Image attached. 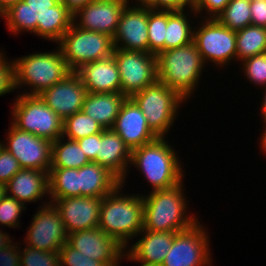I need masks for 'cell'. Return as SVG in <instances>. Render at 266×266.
Masks as SVG:
<instances>
[{"label": "cell", "mask_w": 266, "mask_h": 266, "mask_svg": "<svg viewBox=\"0 0 266 266\" xmlns=\"http://www.w3.org/2000/svg\"><path fill=\"white\" fill-rule=\"evenodd\" d=\"M21 0H0V12L3 13L7 10L10 6L15 3H18Z\"/></svg>", "instance_id": "7dc6e473"}, {"label": "cell", "mask_w": 266, "mask_h": 266, "mask_svg": "<svg viewBox=\"0 0 266 266\" xmlns=\"http://www.w3.org/2000/svg\"><path fill=\"white\" fill-rule=\"evenodd\" d=\"M6 145L17 160L21 169H33L49 172L52 162L53 142L16 128L12 123L7 133Z\"/></svg>", "instance_id": "4fadbf2b"}, {"label": "cell", "mask_w": 266, "mask_h": 266, "mask_svg": "<svg viewBox=\"0 0 266 266\" xmlns=\"http://www.w3.org/2000/svg\"><path fill=\"white\" fill-rule=\"evenodd\" d=\"M11 242L8 246L0 249V266H21L20 262V248L18 243Z\"/></svg>", "instance_id": "60d3db41"}, {"label": "cell", "mask_w": 266, "mask_h": 266, "mask_svg": "<svg viewBox=\"0 0 266 266\" xmlns=\"http://www.w3.org/2000/svg\"><path fill=\"white\" fill-rule=\"evenodd\" d=\"M264 88H265V93L263 94L264 97H263V101L261 102L262 108L260 109V111H261L262 119L266 120V86Z\"/></svg>", "instance_id": "681fc988"}, {"label": "cell", "mask_w": 266, "mask_h": 266, "mask_svg": "<svg viewBox=\"0 0 266 266\" xmlns=\"http://www.w3.org/2000/svg\"><path fill=\"white\" fill-rule=\"evenodd\" d=\"M75 72L88 93H121L120 73L113 55L85 63Z\"/></svg>", "instance_id": "603a6c76"}, {"label": "cell", "mask_w": 266, "mask_h": 266, "mask_svg": "<svg viewBox=\"0 0 266 266\" xmlns=\"http://www.w3.org/2000/svg\"><path fill=\"white\" fill-rule=\"evenodd\" d=\"M263 122H264V130L262 131L263 133H262V136H261V148L263 149L262 151H264V152H266V120H263ZM266 154V153H265Z\"/></svg>", "instance_id": "c3c4849f"}, {"label": "cell", "mask_w": 266, "mask_h": 266, "mask_svg": "<svg viewBox=\"0 0 266 266\" xmlns=\"http://www.w3.org/2000/svg\"><path fill=\"white\" fill-rule=\"evenodd\" d=\"M201 0H184V9H193ZM186 7V8H185Z\"/></svg>", "instance_id": "f907efd6"}, {"label": "cell", "mask_w": 266, "mask_h": 266, "mask_svg": "<svg viewBox=\"0 0 266 266\" xmlns=\"http://www.w3.org/2000/svg\"><path fill=\"white\" fill-rule=\"evenodd\" d=\"M6 194L5 184L0 182V200Z\"/></svg>", "instance_id": "816d5d0a"}, {"label": "cell", "mask_w": 266, "mask_h": 266, "mask_svg": "<svg viewBox=\"0 0 266 266\" xmlns=\"http://www.w3.org/2000/svg\"><path fill=\"white\" fill-rule=\"evenodd\" d=\"M63 138L61 136L53 142L50 168L79 169L90 162L77 140L68 139L67 142H64Z\"/></svg>", "instance_id": "83f0119b"}, {"label": "cell", "mask_w": 266, "mask_h": 266, "mask_svg": "<svg viewBox=\"0 0 266 266\" xmlns=\"http://www.w3.org/2000/svg\"><path fill=\"white\" fill-rule=\"evenodd\" d=\"M104 128L83 111L76 112L67 117L63 122V137L71 140H79L84 137L101 133Z\"/></svg>", "instance_id": "4dcf8cb0"}, {"label": "cell", "mask_w": 266, "mask_h": 266, "mask_svg": "<svg viewBox=\"0 0 266 266\" xmlns=\"http://www.w3.org/2000/svg\"><path fill=\"white\" fill-rule=\"evenodd\" d=\"M147 119L149 128L158 136L166 137L182 102L186 101L177 91L156 81L130 97Z\"/></svg>", "instance_id": "52a82bcc"}, {"label": "cell", "mask_w": 266, "mask_h": 266, "mask_svg": "<svg viewBox=\"0 0 266 266\" xmlns=\"http://www.w3.org/2000/svg\"><path fill=\"white\" fill-rule=\"evenodd\" d=\"M131 154L130 148L112 128L98 133L96 163L108 168L122 181V184L127 179Z\"/></svg>", "instance_id": "7402d4cb"}, {"label": "cell", "mask_w": 266, "mask_h": 266, "mask_svg": "<svg viewBox=\"0 0 266 266\" xmlns=\"http://www.w3.org/2000/svg\"><path fill=\"white\" fill-rule=\"evenodd\" d=\"M57 47L56 51L36 52L13 60L15 89L24 85L30 87L24 95H39L68 76L72 71Z\"/></svg>", "instance_id": "8992f818"}, {"label": "cell", "mask_w": 266, "mask_h": 266, "mask_svg": "<svg viewBox=\"0 0 266 266\" xmlns=\"http://www.w3.org/2000/svg\"><path fill=\"white\" fill-rule=\"evenodd\" d=\"M145 5L152 10H163V11L184 10V0H149Z\"/></svg>", "instance_id": "7bdbcfd3"}, {"label": "cell", "mask_w": 266, "mask_h": 266, "mask_svg": "<svg viewBox=\"0 0 266 266\" xmlns=\"http://www.w3.org/2000/svg\"><path fill=\"white\" fill-rule=\"evenodd\" d=\"M183 186L181 182L171 188L151 191L149 195L143 196V229L154 232H180L199 221L194 215H186L188 203Z\"/></svg>", "instance_id": "3957f363"}, {"label": "cell", "mask_w": 266, "mask_h": 266, "mask_svg": "<svg viewBox=\"0 0 266 266\" xmlns=\"http://www.w3.org/2000/svg\"><path fill=\"white\" fill-rule=\"evenodd\" d=\"M101 203V197L83 196L60 198L52 202L60 213L68 234L98 228Z\"/></svg>", "instance_id": "d6986e66"}, {"label": "cell", "mask_w": 266, "mask_h": 266, "mask_svg": "<svg viewBox=\"0 0 266 266\" xmlns=\"http://www.w3.org/2000/svg\"><path fill=\"white\" fill-rule=\"evenodd\" d=\"M80 148L85 153L89 161L96 162V152L98 148V134H93L77 140Z\"/></svg>", "instance_id": "ee69618b"}, {"label": "cell", "mask_w": 266, "mask_h": 266, "mask_svg": "<svg viewBox=\"0 0 266 266\" xmlns=\"http://www.w3.org/2000/svg\"><path fill=\"white\" fill-rule=\"evenodd\" d=\"M229 2L230 0H201L193 9L189 10V13L192 12L197 16L206 10L207 15L204 18H217Z\"/></svg>", "instance_id": "ab89813d"}, {"label": "cell", "mask_w": 266, "mask_h": 266, "mask_svg": "<svg viewBox=\"0 0 266 266\" xmlns=\"http://www.w3.org/2000/svg\"><path fill=\"white\" fill-rule=\"evenodd\" d=\"M186 9L180 11H168V20L165 37V51L185 46L193 42V30L188 20Z\"/></svg>", "instance_id": "f1b7e54d"}, {"label": "cell", "mask_w": 266, "mask_h": 266, "mask_svg": "<svg viewBox=\"0 0 266 266\" xmlns=\"http://www.w3.org/2000/svg\"><path fill=\"white\" fill-rule=\"evenodd\" d=\"M57 44L71 71H76L85 63L110 57L114 50L111 36L80 29L74 23Z\"/></svg>", "instance_id": "9c48e42d"}, {"label": "cell", "mask_w": 266, "mask_h": 266, "mask_svg": "<svg viewBox=\"0 0 266 266\" xmlns=\"http://www.w3.org/2000/svg\"><path fill=\"white\" fill-rule=\"evenodd\" d=\"M67 243L86 257L102 261L107 266H118L126 248L100 228H91L68 234Z\"/></svg>", "instance_id": "9a60e30c"}, {"label": "cell", "mask_w": 266, "mask_h": 266, "mask_svg": "<svg viewBox=\"0 0 266 266\" xmlns=\"http://www.w3.org/2000/svg\"><path fill=\"white\" fill-rule=\"evenodd\" d=\"M168 11L152 10L148 7V53L158 55L165 51Z\"/></svg>", "instance_id": "d6a6232c"}, {"label": "cell", "mask_w": 266, "mask_h": 266, "mask_svg": "<svg viewBox=\"0 0 266 266\" xmlns=\"http://www.w3.org/2000/svg\"><path fill=\"white\" fill-rule=\"evenodd\" d=\"M126 5V0H93L73 15V22L80 29L100 32L113 38Z\"/></svg>", "instance_id": "ac0fdd59"}, {"label": "cell", "mask_w": 266, "mask_h": 266, "mask_svg": "<svg viewBox=\"0 0 266 266\" xmlns=\"http://www.w3.org/2000/svg\"><path fill=\"white\" fill-rule=\"evenodd\" d=\"M122 186L102 198L98 228L127 248L143 230L144 203L142 194H121Z\"/></svg>", "instance_id": "7a4b0ae2"}, {"label": "cell", "mask_w": 266, "mask_h": 266, "mask_svg": "<svg viewBox=\"0 0 266 266\" xmlns=\"http://www.w3.org/2000/svg\"><path fill=\"white\" fill-rule=\"evenodd\" d=\"M12 33H34L56 44L74 23L61 0H21L2 13Z\"/></svg>", "instance_id": "6da1fadb"}, {"label": "cell", "mask_w": 266, "mask_h": 266, "mask_svg": "<svg viewBox=\"0 0 266 266\" xmlns=\"http://www.w3.org/2000/svg\"><path fill=\"white\" fill-rule=\"evenodd\" d=\"M87 94V88L82 79L72 71L62 81L44 90L39 96L64 121L67 117L82 111Z\"/></svg>", "instance_id": "e0dca14e"}, {"label": "cell", "mask_w": 266, "mask_h": 266, "mask_svg": "<svg viewBox=\"0 0 266 266\" xmlns=\"http://www.w3.org/2000/svg\"><path fill=\"white\" fill-rule=\"evenodd\" d=\"M60 266H107L104 262L86 257L68 243L59 249Z\"/></svg>", "instance_id": "8d00e7d4"}, {"label": "cell", "mask_w": 266, "mask_h": 266, "mask_svg": "<svg viewBox=\"0 0 266 266\" xmlns=\"http://www.w3.org/2000/svg\"><path fill=\"white\" fill-rule=\"evenodd\" d=\"M33 215L25 244L31 248L59 252L68 241V233L56 207L45 202Z\"/></svg>", "instance_id": "5bb4252c"}, {"label": "cell", "mask_w": 266, "mask_h": 266, "mask_svg": "<svg viewBox=\"0 0 266 266\" xmlns=\"http://www.w3.org/2000/svg\"><path fill=\"white\" fill-rule=\"evenodd\" d=\"M112 129L131 151L159 138L149 128L144 114L130 97L123 102Z\"/></svg>", "instance_id": "ffe728a7"}, {"label": "cell", "mask_w": 266, "mask_h": 266, "mask_svg": "<svg viewBox=\"0 0 266 266\" xmlns=\"http://www.w3.org/2000/svg\"><path fill=\"white\" fill-rule=\"evenodd\" d=\"M177 232H154L143 229L138 235L141 238L127 247L124 259L136 261L141 266H161L168 251L173 245Z\"/></svg>", "instance_id": "44dd1931"}, {"label": "cell", "mask_w": 266, "mask_h": 266, "mask_svg": "<svg viewBox=\"0 0 266 266\" xmlns=\"http://www.w3.org/2000/svg\"><path fill=\"white\" fill-rule=\"evenodd\" d=\"M21 266H60L59 252L44 251L25 246L20 250Z\"/></svg>", "instance_id": "836d02e7"}, {"label": "cell", "mask_w": 266, "mask_h": 266, "mask_svg": "<svg viewBox=\"0 0 266 266\" xmlns=\"http://www.w3.org/2000/svg\"><path fill=\"white\" fill-rule=\"evenodd\" d=\"M0 50V96L15 90L14 62L6 60Z\"/></svg>", "instance_id": "74e56055"}, {"label": "cell", "mask_w": 266, "mask_h": 266, "mask_svg": "<svg viewBox=\"0 0 266 266\" xmlns=\"http://www.w3.org/2000/svg\"><path fill=\"white\" fill-rule=\"evenodd\" d=\"M134 1V0H132ZM136 3H139V5H145L149 0H136ZM127 4L130 2V0H126Z\"/></svg>", "instance_id": "f5cc1de1"}, {"label": "cell", "mask_w": 266, "mask_h": 266, "mask_svg": "<svg viewBox=\"0 0 266 266\" xmlns=\"http://www.w3.org/2000/svg\"><path fill=\"white\" fill-rule=\"evenodd\" d=\"M48 182L50 203L60 198L81 196L79 169L50 168Z\"/></svg>", "instance_id": "4316f807"}, {"label": "cell", "mask_w": 266, "mask_h": 266, "mask_svg": "<svg viewBox=\"0 0 266 266\" xmlns=\"http://www.w3.org/2000/svg\"><path fill=\"white\" fill-rule=\"evenodd\" d=\"M202 22L196 30L193 29V42L203 62L211 61L216 67H224L231 60H236V31L227 28L216 18H204Z\"/></svg>", "instance_id": "30bf717a"}, {"label": "cell", "mask_w": 266, "mask_h": 266, "mask_svg": "<svg viewBox=\"0 0 266 266\" xmlns=\"http://www.w3.org/2000/svg\"><path fill=\"white\" fill-rule=\"evenodd\" d=\"M148 41V6L127 4L113 37L114 48L148 53Z\"/></svg>", "instance_id": "2e32d148"}, {"label": "cell", "mask_w": 266, "mask_h": 266, "mask_svg": "<svg viewBox=\"0 0 266 266\" xmlns=\"http://www.w3.org/2000/svg\"><path fill=\"white\" fill-rule=\"evenodd\" d=\"M113 56L120 73L121 93L126 97H131L158 80L156 55L114 48Z\"/></svg>", "instance_id": "8fae6325"}, {"label": "cell", "mask_w": 266, "mask_h": 266, "mask_svg": "<svg viewBox=\"0 0 266 266\" xmlns=\"http://www.w3.org/2000/svg\"><path fill=\"white\" fill-rule=\"evenodd\" d=\"M126 98L122 93H88L82 111L104 129H111Z\"/></svg>", "instance_id": "484cf974"}, {"label": "cell", "mask_w": 266, "mask_h": 266, "mask_svg": "<svg viewBox=\"0 0 266 266\" xmlns=\"http://www.w3.org/2000/svg\"><path fill=\"white\" fill-rule=\"evenodd\" d=\"M156 58L158 81L177 91L187 101L196 90L205 66L195 43L162 51Z\"/></svg>", "instance_id": "5b68a950"}, {"label": "cell", "mask_w": 266, "mask_h": 266, "mask_svg": "<svg viewBox=\"0 0 266 266\" xmlns=\"http://www.w3.org/2000/svg\"><path fill=\"white\" fill-rule=\"evenodd\" d=\"M227 28L237 31L251 25L250 1L230 0L216 18Z\"/></svg>", "instance_id": "1f68e13d"}, {"label": "cell", "mask_w": 266, "mask_h": 266, "mask_svg": "<svg viewBox=\"0 0 266 266\" xmlns=\"http://www.w3.org/2000/svg\"><path fill=\"white\" fill-rule=\"evenodd\" d=\"M25 208L21 202L5 194L0 200V225L19 228L20 213H23L22 210H26Z\"/></svg>", "instance_id": "e575fe53"}, {"label": "cell", "mask_w": 266, "mask_h": 266, "mask_svg": "<svg viewBox=\"0 0 266 266\" xmlns=\"http://www.w3.org/2000/svg\"><path fill=\"white\" fill-rule=\"evenodd\" d=\"M236 51L238 61H243L246 58L265 53L266 28L250 25L237 30Z\"/></svg>", "instance_id": "f546056e"}, {"label": "cell", "mask_w": 266, "mask_h": 266, "mask_svg": "<svg viewBox=\"0 0 266 266\" xmlns=\"http://www.w3.org/2000/svg\"><path fill=\"white\" fill-rule=\"evenodd\" d=\"M11 242L12 240L9 234L5 233L4 231H0V249L8 246Z\"/></svg>", "instance_id": "bcb514c9"}, {"label": "cell", "mask_w": 266, "mask_h": 266, "mask_svg": "<svg viewBox=\"0 0 266 266\" xmlns=\"http://www.w3.org/2000/svg\"><path fill=\"white\" fill-rule=\"evenodd\" d=\"M93 0H61V2L68 8V10L74 15L81 8L85 7Z\"/></svg>", "instance_id": "f6af8a7d"}, {"label": "cell", "mask_w": 266, "mask_h": 266, "mask_svg": "<svg viewBox=\"0 0 266 266\" xmlns=\"http://www.w3.org/2000/svg\"><path fill=\"white\" fill-rule=\"evenodd\" d=\"M165 137L132 150L131 165L140 170L152 186L151 191L171 188L182 182L183 168L177 153ZM183 177V178H182Z\"/></svg>", "instance_id": "277c9868"}, {"label": "cell", "mask_w": 266, "mask_h": 266, "mask_svg": "<svg viewBox=\"0 0 266 266\" xmlns=\"http://www.w3.org/2000/svg\"><path fill=\"white\" fill-rule=\"evenodd\" d=\"M243 73L254 85L266 86V52L258 54L241 61Z\"/></svg>", "instance_id": "d590c367"}, {"label": "cell", "mask_w": 266, "mask_h": 266, "mask_svg": "<svg viewBox=\"0 0 266 266\" xmlns=\"http://www.w3.org/2000/svg\"><path fill=\"white\" fill-rule=\"evenodd\" d=\"M5 189L6 195L15 198L24 206L28 202H37L49 194L48 172L21 169L5 184Z\"/></svg>", "instance_id": "cb8c5ba5"}, {"label": "cell", "mask_w": 266, "mask_h": 266, "mask_svg": "<svg viewBox=\"0 0 266 266\" xmlns=\"http://www.w3.org/2000/svg\"><path fill=\"white\" fill-rule=\"evenodd\" d=\"M121 184L114 173L96 162L90 161L79 168V188L83 197L103 198Z\"/></svg>", "instance_id": "d4e9b609"}, {"label": "cell", "mask_w": 266, "mask_h": 266, "mask_svg": "<svg viewBox=\"0 0 266 266\" xmlns=\"http://www.w3.org/2000/svg\"><path fill=\"white\" fill-rule=\"evenodd\" d=\"M206 231L198 221L177 232L161 266H211L210 240Z\"/></svg>", "instance_id": "7c38bea8"}, {"label": "cell", "mask_w": 266, "mask_h": 266, "mask_svg": "<svg viewBox=\"0 0 266 266\" xmlns=\"http://www.w3.org/2000/svg\"><path fill=\"white\" fill-rule=\"evenodd\" d=\"M20 170L18 160L0 144V182L6 184Z\"/></svg>", "instance_id": "f35d334b"}, {"label": "cell", "mask_w": 266, "mask_h": 266, "mask_svg": "<svg viewBox=\"0 0 266 266\" xmlns=\"http://www.w3.org/2000/svg\"><path fill=\"white\" fill-rule=\"evenodd\" d=\"M12 108V124L51 142L63 136V120L39 95L16 96Z\"/></svg>", "instance_id": "ba28073f"}, {"label": "cell", "mask_w": 266, "mask_h": 266, "mask_svg": "<svg viewBox=\"0 0 266 266\" xmlns=\"http://www.w3.org/2000/svg\"><path fill=\"white\" fill-rule=\"evenodd\" d=\"M251 25L266 28V0L250 2Z\"/></svg>", "instance_id": "b9f144b4"}]
</instances>
